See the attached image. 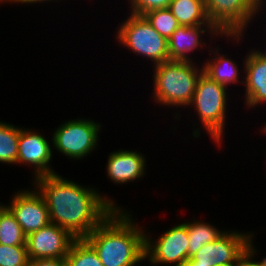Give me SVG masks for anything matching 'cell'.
<instances>
[{"mask_svg":"<svg viewBox=\"0 0 266 266\" xmlns=\"http://www.w3.org/2000/svg\"><path fill=\"white\" fill-rule=\"evenodd\" d=\"M132 212L128 208L115 209L83 238L95 250L103 266H142L145 263V226H140Z\"/></svg>","mask_w":266,"mask_h":266,"instance_id":"2","label":"cell"},{"mask_svg":"<svg viewBox=\"0 0 266 266\" xmlns=\"http://www.w3.org/2000/svg\"><path fill=\"white\" fill-rule=\"evenodd\" d=\"M265 14L266 15V0H257L256 1V19L255 20H259L262 19V20H265L266 19V16L263 15ZM264 16V18H263Z\"/></svg>","mask_w":266,"mask_h":266,"instance_id":"28","label":"cell"},{"mask_svg":"<svg viewBox=\"0 0 266 266\" xmlns=\"http://www.w3.org/2000/svg\"><path fill=\"white\" fill-rule=\"evenodd\" d=\"M223 40L224 47H222L221 44L217 45L218 43L215 42V45L213 44L210 47V50L206 55L207 57H204L205 59L201 60V64L203 65V72L206 75L229 89V91L233 90L235 94L236 90L234 89H236V86H242L244 83V66L246 55L242 57L243 61L240 63L232 58V52H228L230 53L229 55L225 50H223V48H225V44L228 45L229 43L232 46L235 45L236 47L239 46L241 48V45L242 43H245L244 40H246V38L242 34H223L221 41ZM230 86H232V88L234 86V89H232Z\"/></svg>","mask_w":266,"mask_h":266,"instance_id":"9","label":"cell"},{"mask_svg":"<svg viewBox=\"0 0 266 266\" xmlns=\"http://www.w3.org/2000/svg\"><path fill=\"white\" fill-rule=\"evenodd\" d=\"M222 35L223 34L214 25H180L168 39L169 60L200 63V57L196 55H199L201 52V54L205 56L204 53H208L210 47L215 44L216 41L219 42L222 40ZM195 57L199 58V60Z\"/></svg>","mask_w":266,"mask_h":266,"instance_id":"11","label":"cell"},{"mask_svg":"<svg viewBox=\"0 0 266 266\" xmlns=\"http://www.w3.org/2000/svg\"><path fill=\"white\" fill-rule=\"evenodd\" d=\"M104 124L102 122L95 121L91 116L84 117L78 116V118L67 119L64 122L61 121L59 126H56L52 131V145L53 155L65 156L69 161L81 162L86 157L96 152L102 139L101 132H104Z\"/></svg>","mask_w":266,"mask_h":266,"instance_id":"6","label":"cell"},{"mask_svg":"<svg viewBox=\"0 0 266 266\" xmlns=\"http://www.w3.org/2000/svg\"><path fill=\"white\" fill-rule=\"evenodd\" d=\"M263 150H264L263 154H265L263 156H266V150L264 148H263ZM264 158L266 159V157H264Z\"/></svg>","mask_w":266,"mask_h":266,"instance_id":"34","label":"cell"},{"mask_svg":"<svg viewBox=\"0 0 266 266\" xmlns=\"http://www.w3.org/2000/svg\"><path fill=\"white\" fill-rule=\"evenodd\" d=\"M168 8L179 25H213L208 19L204 0H172Z\"/></svg>","mask_w":266,"mask_h":266,"instance_id":"18","label":"cell"},{"mask_svg":"<svg viewBox=\"0 0 266 266\" xmlns=\"http://www.w3.org/2000/svg\"><path fill=\"white\" fill-rule=\"evenodd\" d=\"M29 260L26 245L0 244V266H28Z\"/></svg>","mask_w":266,"mask_h":266,"instance_id":"23","label":"cell"},{"mask_svg":"<svg viewBox=\"0 0 266 266\" xmlns=\"http://www.w3.org/2000/svg\"><path fill=\"white\" fill-rule=\"evenodd\" d=\"M61 1H63V0H1L0 1V6L2 4L3 5L5 4V6H7L6 4H8V5H10L12 7L13 5L16 4L15 6H17V7H18V5H20V6H25L26 5L27 7H29V6L34 7V6H36V4L37 5L39 4L38 5V7H39L41 4H43L42 5L43 7L45 5V6H49L48 8H50L51 7L50 5H52V3H55V5H57V4L59 5ZM64 1H67V0H64ZM11 4H13V5H11Z\"/></svg>","mask_w":266,"mask_h":266,"instance_id":"26","label":"cell"},{"mask_svg":"<svg viewBox=\"0 0 266 266\" xmlns=\"http://www.w3.org/2000/svg\"><path fill=\"white\" fill-rule=\"evenodd\" d=\"M262 128V129H261ZM259 132L262 134V136L266 137V121L262 123V125L259 127Z\"/></svg>","mask_w":266,"mask_h":266,"instance_id":"31","label":"cell"},{"mask_svg":"<svg viewBox=\"0 0 266 266\" xmlns=\"http://www.w3.org/2000/svg\"><path fill=\"white\" fill-rule=\"evenodd\" d=\"M265 25V27H266V24H263V26ZM265 27H263L264 28V30H263V32H266V28ZM264 34H266V33H264ZM266 39V35H265V38L263 39V41ZM266 43V42H265ZM253 43H251V49L259 56V57H261L262 59H264V60H266V47L263 49V47H262V45H261V48H260V46H259V48L257 47V45H258V43H255V45L253 44ZM255 46V48H253V47ZM264 46H266V44H264Z\"/></svg>","mask_w":266,"mask_h":266,"instance_id":"29","label":"cell"},{"mask_svg":"<svg viewBox=\"0 0 266 266\" xmlns=\"http://www.w3.org/2000/svg\"><path fill=\"white\" fill-rule=\"evenodd\" d=\"M27 236L11 210L6 206L0 213V244L26 245Z\"/></svg>","mask_w":266,"mask_h":266,"instance_id":"20","label":"cell"},{"mask_svg":"<svg viewBox=\"0 0 266 266\" xmlns=\"http://www.w3.org/2000/svg\"><path fill=\"white\" fill-rule=\"evenodd\" d=\"M196 218V219H195ZM199 219V220H198ZM187 224L188 259L191 258L203 245L216 241L228 228H220L217 224L204 221L200 216L183 220ZM227 228V229H226Z\"/></svg>","mask_w":266,"mask_h":266,"instance_id":"17","label":"cell"},{"mask_svg":"<svg viewBox=\"0 0 266 266\" xmlns=\"http://www.w3.org/2000/svg\"><path fill=\"white\" fill-rule=\"evenodd\" d=\"M28 266H66L65 260L63 259H30Z\"/></svg>","mask_w":266,"mask_h":266,"instance_id":"27","label":"cell"},{"mask_svg":"<svg viewBox=\"0 0 266 266\" xmlns=\"http://www.w3.org/2000/svg\"><path fill=\"white\" fill-rule=\"evenodd\" d=\"M233 96L235 97L229 89L202 72L196 83L193 99L186 109L188 114L193 112L186 115L189 121L190 118H193L192 122L190 121L193 124L188 123L190 128L192 126V132L190 131L192 135L190 137L192 139H200L204 133V135L206 134L210 137L209 139L212 141L210 143L217 146L215 150L219 148V151L224 152L227 147L225 146V142H227L225 134L229 131L225 129L228 128L227 124L230 122L227 120L230 117L228 115V112L231 111L230 107H233L230 105L232 103L231 99L234 98Z\"/></svg>","mask_w":266,"mask_h":266,"instance_id":"3","label":"cell"},{"mask_svg":"<svg viewBox=\"0 0 266 266\" xmlns=\"http://www.w3.org/2000/svg\"><path fill=\"white\" fill-rule=\"evenodd\" d=\"M7 206V203H4L0 201V213L3 211V209Z\"/></svg>","mask_w":266,"mask_h":266,"instance_id":"33","label":"cell"},{"mask_svg":"<svg viewBox=\"0 0 266 266\" xmlns=\"http://www.w3.org/2000/svg\"><path fill=\"white\" fill-rule=\"evenodd\" d=\"M209 21L222 34H242L251 42L248 29L256 20V0H204ZM251 26V28H250Z\"/></svg>","mask_w":266,"mask_h":266,"instance_id":"8","label":"cell"},{"mask_svg":"<svg viewBox=\"0 0 266 266\" xmlns=\"http://www.w3.org/2000/svg\"><path fill=\"white\" fill-rule=\"evenodd\" d=\"M125 16V19H119L115 28L114 41L117 42V47L128 49V54L139 56L138 60L143 58L144 62H150L149 66L169 60L168 40L161 36L143 15L127 12Z\"/></svg>","mask_w":266,"mask_h":266,"instance_id":"5","label":"cell"},{"mask_svg":"<svg viewBox=\"0 0 266 266\" xmlns=\"http://www.w3.org/2000/svg\"><path fill=\"white\" fill-rule=\"evenodd\" d=\"M255 242L242 254V264L241 266H266V256L263 254L262 258L259 254V250ZM258 248V249H257ZM259 253V254H258ZM259 259V260H258Z\"/></svg>","mask_w":266,"mask_h":266,"instance_id":"25","label":"cell"},{"mask_svg":"<svg viewBox=\"0 0 266 266\" xmlns=\"http://www.w3.org/2000/svg\"><path fill=\"white\" fill-rule=\"evenodd\" d=\"M20 127L9 121L0 120V165H12L17 163L18 140Z\"/></svg>","mask_w":266,"mask_h":266,"instance_id":"19","label":"cell"},{"mask_svg":"<svg viewBox=\"0 0 266 266\" xmlns=\"http://www.w3.org/2000/svg\"><path fill=\"white\" fill-rule=\"evenodd\" d=\"M241 264H242V255L235 262L220 266H241Z\"/></svg>","mask_w":266,"mask_h":266,"instance_id":"30","label":"cell"},{"mask_svg":"<svg viewBox=\"0 0 266 266\" xmlns=\"http://www.w3.org/2000/svg\"><path fill=\"white\" fill-rule=\"evenodd\" d=\"M151 72L152 76V92L149 94V99L154 106H159L160 110L173 111L172 119L178 121V124H171L170 127L176 133V126L179 127L181 122L182 111H186L187 107L193 99L196 88V83L199 76L203 72L201 63L183 61V60H166L162 63L153 65ZM170 108V109H169ZM176 108V109H175ZM179 109H182L179 111Z\"/></svg>","mask_w":266,"mask_h":266,"instance_id":"4","label":"cell"},{"mask_svg":"<svg viewBox=\"0 0 266 266\" xmlns=\"http://www.w3.org/2000/svg\"><path fill=\"white\" fill-rule=\"evenodd\" d=\"M59 173L39 176L29 184L43 197L50 223L68 230L76 239L89 235L115 209L127 208L95 185H84Z\"/></svg>","mask_w":266,"mask_h":266,"instance_id":"1","label":"cell"},{"mask_svg":"<svg viewBox=\"0 0 266 266\" xmlns=\"http://www.w3.org/2000/svg\"><path fill=\"white\" fill-rule=\"evenodd\" d=\"M19 126L20 137L18 140V158L16 166H21L23 168L26 166L28 169L31 167L30 172L32 178L30 180L39 176L58 173V171L53 168L54 165L52 166L51 164V162L54 161L52 135L48 139L41 129Z\"/></svg>","mask_w":266,"mask_h":266,"instance_id":"10","label":"cell"},{"mask_svg":"<svg viewBox=\"0 0 266 266\" xmlns=\"http://www.w3.org/2000/svg\"><path fill=\"white\" fill-rule=\"evenodd\" d=\"M127 11L136 15H143L147 12L168 8L172 0H125Z\"/></svg>","mask_w":266,"mask_h":266,"instance_id":"24","label":"cell"},{"mask_svg":"<svg viewBox=\"0 0 266 266\" xmlns=\"http://www.w3.org/2000/svg\"><path fill=\"white\" fill-rule=\"evenodd\" d=\"M245 53L244 83L242 86L244 90L242 91L243 96L241 95L240 98L244 99V101L242 100L243 109L250 110L251 113L255 110L257 114L260 109H266V60L259 57L251 47Z\"/></svg>","mask_w":266,"mask_h":266,"instance_id":"16","label":"cell"},{"mask_svg":"<svg viewBox=\"0 0 266 266\" xmlns=\"http://www.w3.org/2000/svg\"><path fill=\"white\" fill-rule=\"evenodd\" d=\"M76 238L66 229L49 223L26 238L29 259H63Z\"/></svg>","mask_w":266,"mask_h":266,"instance_id":"15","label":"cell"},{"mask_svg":"<svg viewBox=\"0 0 266 266\" xmlns=\"http://www.w3.org/2000/svg\"><path fill=\"white\" fill-rule=\"evenodd\" d=\"M66 266H103L95 250L83 239H76L64 258Z\"/></svg>","mask_w":266,"mask_h":266,"instance_id":"21","label":"cell"},{"mask_svg":"<svg viewBox=\"0 0 266 266\" xmlns=\"http://www.w3.org/2000/svg\"><path fill=\"white\" fill-rule=\"evenodd\" d=\"M184 266H209V265H197L195 262H193L190 258L185 262Z\"/></svg>","mask_w":266,"mask_h":266,"instance_id":"32","label":"cell"},{"mask_svg":"<svg viewBox=\"0 0 266 266\" xmlns=\"http://www.w3.org/2000/svg\"><path fill=\"white\" fill-rule=\"evenodd\" d=\"M232 229L228 228L216 241L203 245L190 259L197 265L209 266H220L235 262L256 242L257 232Z\"/></svg>","mask_w":266,"mask_h":266,"instance_id":"12","label":"cell"},{"mask_svg":"<svg viewBox=\"0 0 266 266\" xmlns=\"http://www.w3.org/2000/svg\"><path fill=\"white\" fill-rule=\"evenodd\" d=\"M31 186L20 190L16 188L11 200L6 202L26 236L50 223L49 211L43 197Z\"/></svg>","mask_w":266,"mask_h":266,"instance_id":"13","label":"cell"},{"mask_svg":"<svg viewBox=\"0 0 266 266\" xmlns=\"http://www.w3.org/2000/svg\"><path fill=\"white\" fill-rule=\"evenodd\" d=\"M148 155L137 149H117L108 153L105 176L108 183L122 186L143 181L148 174ZM137 180V181H136Z\"/></svg>","mask_w":266,"mask_h":266,"instance_id":"14","label":"cell"},{"mask_svg":"<svg viewBox=\"0 0 266 266\" xmlns=\"http://www.w3.org/2000/svg\"><path fill=\"white\" fill-rule=\"evenodd\" d=\"M143 16L148 20L151 26L167 40L180 26L169 8L153 10L143 14Z\"/></svg>","mask_w":266,"mask_h":266,"instance_id":"22","label":"cell"},{"mask_svg":"<svg viewBox=\"0 0 266 266\" xmlns=\"http://www.w3.org/2000/svg\"><path fill=\"white\" fill-rule=\"evenodd\" d=\"M170 225L158 236L156 234L157 238L155 232L145 226V261L148 265L184 266L188 260L187 224L181 221Z\"/></svg>","mask_w":266,"mask_h":266,"instance_id":"7","label":"cell"}]
</instances>
